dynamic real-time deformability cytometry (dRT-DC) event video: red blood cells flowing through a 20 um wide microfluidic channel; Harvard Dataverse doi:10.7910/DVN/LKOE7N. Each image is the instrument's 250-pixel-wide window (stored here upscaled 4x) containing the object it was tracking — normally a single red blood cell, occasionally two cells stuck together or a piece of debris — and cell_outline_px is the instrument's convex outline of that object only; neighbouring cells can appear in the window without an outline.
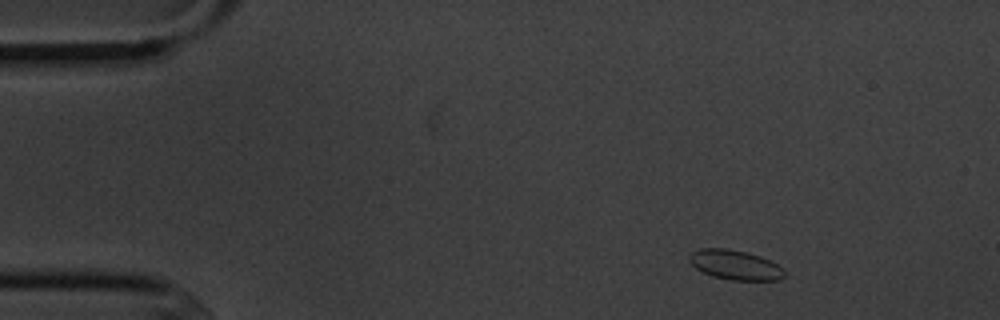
{"species": "common noctule bat (a hibernating species)", "species_latin": "Nyctalus noctula", "temperature_condition": "cold", "stored_images_in_passage": 9, "camera_frame_rate_fps": 3000, "um_per_image_px": 0.085, "animal": {"sex": "male", "body_mass_g": 20.1, "forearm_length_mm": 53.5}, "frame": {"image": 1, "passage_image": 1, "time_ms": 0.0, "image_size_px": [1000, 320], "cell_outline_px": [[788, 272], [780, 280], [732, 280], [712, 276], [696, 268], [688, 260], [688, 256], [692, 252], [700, 248], [728, 248], [760, 256], [784, 268]], "centroid_in_image_um": [62.5, 22.52], "position_along_channel_um": 22.5, "area_um2": 16.47}}
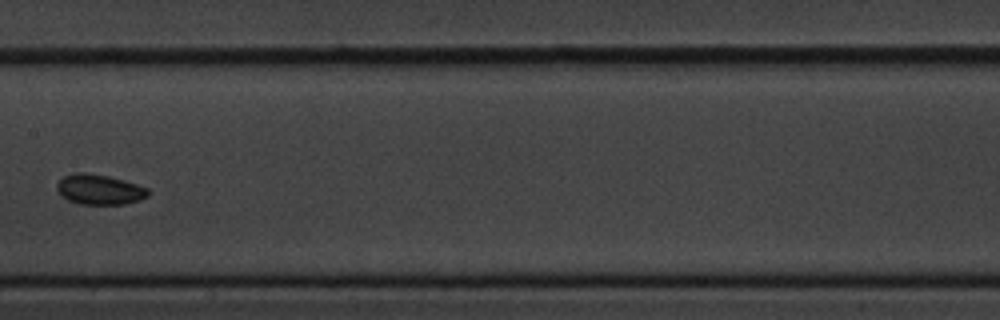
{"frame": {"image": 2, "passage_image": 7, "time_ms": 7.0, "image_size_px": [1000, 320], "cell_outline_px": [[152, 192], [148, 196], [140, 200], [124, 204], [80, 204], [68, 200], [56, 188], [56, 184], [64, 176], [76, 172], [88, 172], [108, 176], [124, 180], [148, 188]], "centroid_in_image_um": [8.49, 16.1], "position_along_channel_um": 198.9, "area_um2": 16.07}}
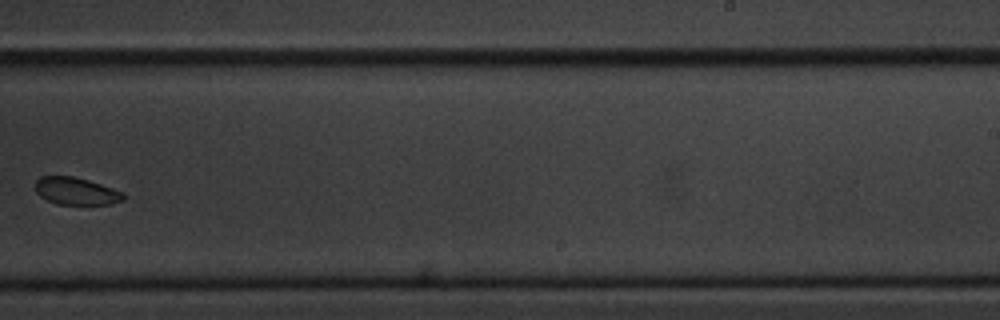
{"frame": {"image": 3, "passage_image": 9, "time_ms": 9.333, "image_size_px": [1000, 320], "cell_outline_px": [[124, 200], [112, 204], [56, 204], [40, 196], [36, 192], [36, 180], [40, 176], [72, 176], [88, 180], [124, 192]], "centroid_in_image_um": [6.47, 16.24], "position_along_channel_um": 282.5, "area_um2": 13.99}}